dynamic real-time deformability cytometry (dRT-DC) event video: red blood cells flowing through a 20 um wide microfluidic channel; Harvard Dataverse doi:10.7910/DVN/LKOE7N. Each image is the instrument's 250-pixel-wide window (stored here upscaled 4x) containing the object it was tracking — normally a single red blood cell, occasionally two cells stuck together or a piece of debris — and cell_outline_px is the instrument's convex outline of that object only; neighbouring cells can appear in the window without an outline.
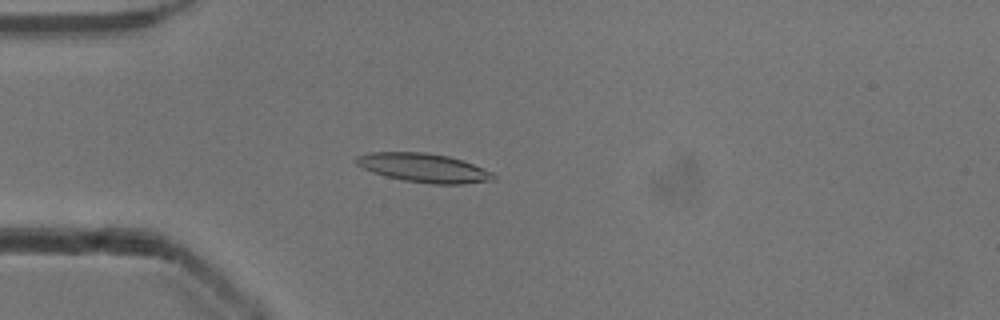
{"species": "common noctule bat (a hibernating species)", "species_latin": "Nyctalus noctula", "temperature_condition": "cold", "stored_images_in_passage": 52, "camera_frame_rate_fps": 3000, "um_per_image_px": 0.085, "animal": {"sex": "male", "body_mass_g": 13.3}, "frame": {"image": 1, "passage_image": 14, "time_ms": 4.333, "image_size_px": [1000, 320], "cell_outline_px": [[496, 180], [460, 184], [432, 184], [404, 180], [372, 172], [356, 164], [352, 160], [356, 156], [372, 152], [424, 152], [448, 156], [472, 164], [492, 172], [496, 176]], "centroid_in_image_um": [36.0, 14.26], "position_along_channel_um": 49.0, "area_um2": 22.95}}
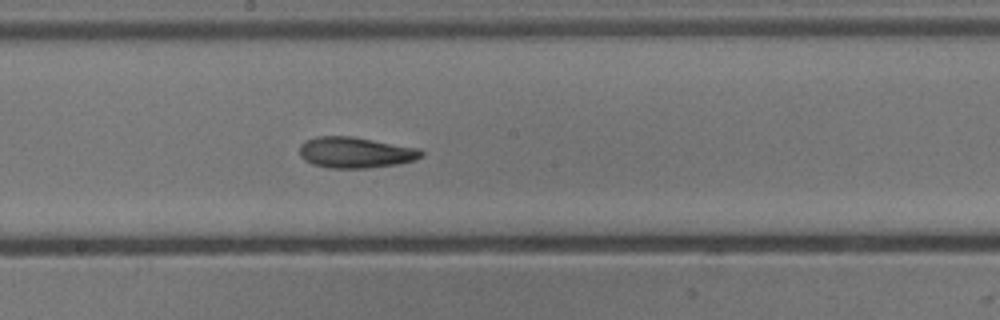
{"frame": {"image": 2, "passage_image": 28, "time_ms": 9.0, "image_size_px": [1000, 320], "cell_outline_px": [[424, 156], [416, 160], [396, 164], [368, 168], [328, 168], [312, 164], [304, 160], [300, 156], [300, 144], [304, 140], [316, 136], [352, 136], [420, 148], [424, 152]], "centroid_in_image_um": [30.22, 12.96], "position_along_channel_um": 218.0, "area_um2": 22.25}}
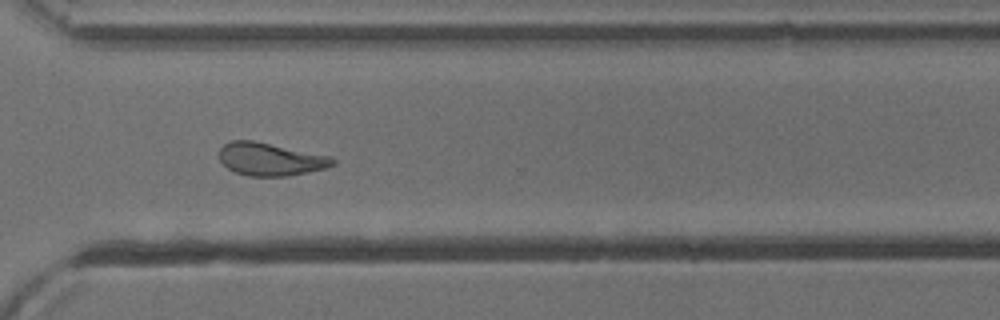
{"frame": {"image": 3, "passage_image": 38, "time_ms": 12.333, "image_size_px": [1000, 320], "cell_outline_px": [[336, 164], [324, 168], [308, 172], [288, 176], [248, 176], [236, 172], [228, 168], [220, 160], [220, 148], [224, 144], [232, 140], [252, 140], [332, 156], [336, 160]], "centroid_in_image_um": [23.01, 13.53], "position_along_channel_um": 347.6, "area_um2": 21.68}, "authors_computed_cell_mechanics": {"area_um2": 21.6461, "velocity_mm_per_s": 3.9117, "shape_relaxation_time_tau1_ms": 4.0954, "shape_relaxation_time_tau2_ms": 3.7285, "deformation_change_tau1": 0.1638, "deformation_change_tau2": 0.1255}}